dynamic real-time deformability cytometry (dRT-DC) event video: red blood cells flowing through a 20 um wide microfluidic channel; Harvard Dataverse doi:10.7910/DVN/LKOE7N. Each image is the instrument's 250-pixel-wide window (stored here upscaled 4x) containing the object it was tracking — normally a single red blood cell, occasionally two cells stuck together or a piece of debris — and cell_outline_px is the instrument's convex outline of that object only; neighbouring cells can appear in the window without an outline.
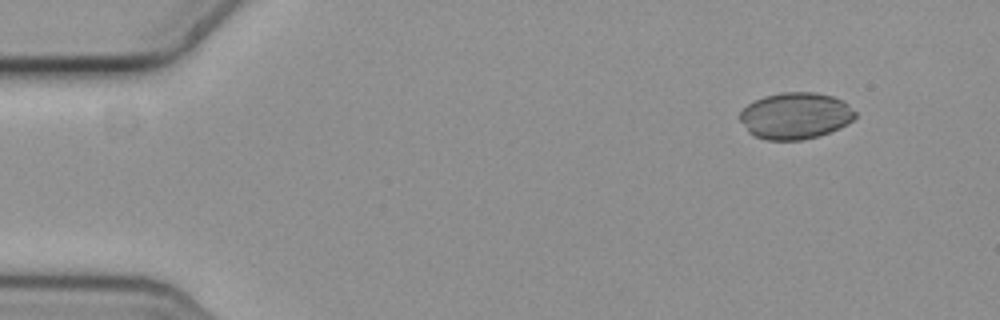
{"species": "common noctule bat (a hibernating species)", "species_latin": "Nyctalus noctula", "temperature_condition": "cold", "stored_images_in_passage": 12, "camera_frame_rate_fps": 3000, "um_per_image_px": 0.085, "animal": {"sex": "female", "body_mass_g": 19.3, "forearm_length_mm": 54.1}, "frame": {"image": 1, "passage_image": 1, "time_ms": 0.0, "image_size_px": [1000, 320], "cell_outline_px": [[856, 116], [848, 124], [840, 128], [820, 136], [804, 140], [764, 140], [748, 132], [736, 116], [752, 100], [764, 96], [780, 92], [816, 92], [832, 96], [844, 100], [856, 112]], "centroid_in_image_um": [67.59, 9.84], "position_along_channel_um": 17.4, "area_um2": 31.85}}